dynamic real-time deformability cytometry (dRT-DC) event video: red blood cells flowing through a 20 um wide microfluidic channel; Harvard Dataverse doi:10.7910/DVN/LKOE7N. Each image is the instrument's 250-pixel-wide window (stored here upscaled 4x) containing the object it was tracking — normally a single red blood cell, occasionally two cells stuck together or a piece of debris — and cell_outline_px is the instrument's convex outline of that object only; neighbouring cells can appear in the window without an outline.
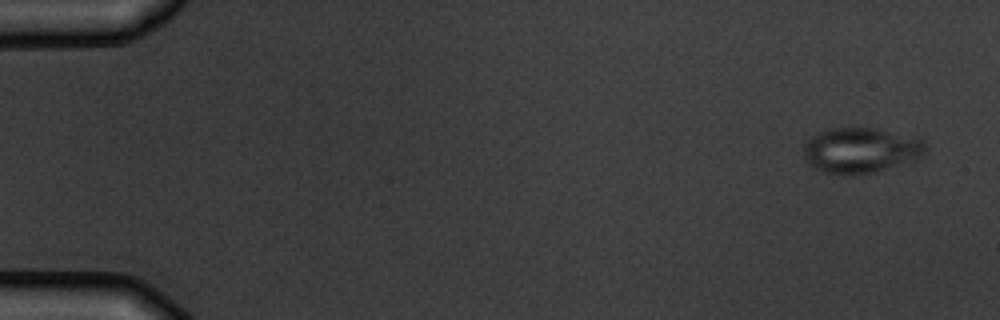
{"species": "common noctule bat (a hibernating species)", "species_latin": "Nyctalus noctula", "temperature_condition": "warm", "stored_images_in_passage": 4, "camera_frame_rate_fps": 3000, "um_per_image_px": 0.085, "animal": {"sex": "male", "body_mass_g": 19.5, "forearm_length_mm": 54.6}, "frame": {"image": 1, "passage_image": 1, "time_ms": 0.0, "image_size_px": [1000, 320], "cell_outline_px": [[928, 148], [924, 156], [916, 160], [872, 172], [852, 176], [844, 176], [824, 172], [808, 164], [804, 160], [804, 144], [812, 136], [828, 128], [880, 128], [920, 136], [924, 140]], "centroid_in_image_um": [73.23, 12.76], "position_along_channel_um": 11.8, "area_um2": 33.12}}